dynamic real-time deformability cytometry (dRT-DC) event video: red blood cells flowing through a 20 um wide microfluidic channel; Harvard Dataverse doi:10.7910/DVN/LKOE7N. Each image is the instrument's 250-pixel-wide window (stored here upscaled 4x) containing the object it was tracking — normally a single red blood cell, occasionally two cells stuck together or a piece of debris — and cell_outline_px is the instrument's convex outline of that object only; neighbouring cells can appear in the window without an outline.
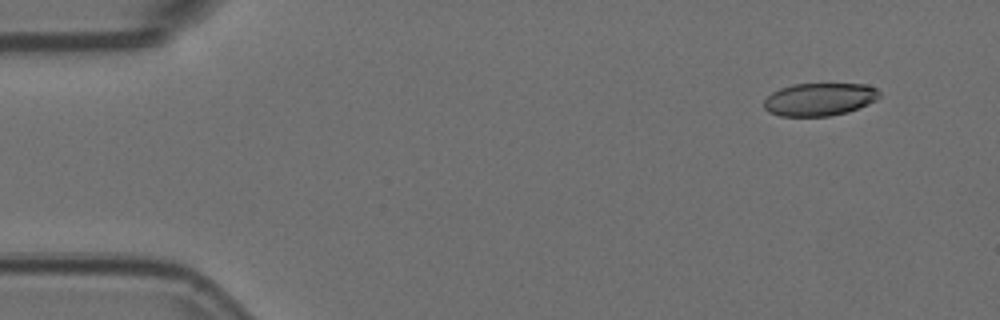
{"species": "Egyptian fruit bat (a non-hibernating species)", "species_latin": "Rousettus aegyptiacus", "temperature_condition": "room temperature", "stored_images_in_passage": 6, "camera_frame_rate_fps": 3000, "um_per_image_px": 0.085, "animal": {"sex": "female"}, "frame": {"image": 1, "passage_image": 2, "time_ms": 0.333, "image_size_px": [1000, 320], "cell_outline_px": [[880, 96], [876, 100], [868, 104], [848, 112], [828, 116], [780, 116], [768, 112], [764, 108], [764, 100], [772, 92], [780, 88], [792, 84], [864, 84], [876, 88], [880, 92]], "centroid_in_image_um": [69.65, 8.44], "position_along_channel_um": 15.4, "area_um2": 22.14}}